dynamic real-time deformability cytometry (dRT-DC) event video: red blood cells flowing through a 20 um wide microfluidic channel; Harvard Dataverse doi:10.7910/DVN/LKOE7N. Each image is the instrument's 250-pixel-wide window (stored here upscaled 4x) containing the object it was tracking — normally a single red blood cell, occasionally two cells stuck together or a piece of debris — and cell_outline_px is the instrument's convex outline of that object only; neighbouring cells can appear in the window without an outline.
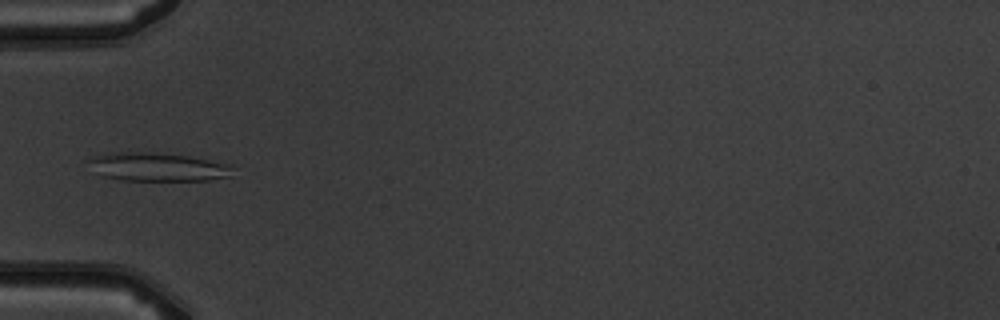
{"species": "common noctule bat (a hibernating species)", "species_latin": "Nyctalus noctula", "temperature_condition": "warm", "stored_images_in_passage": 3, "camera_frame_rate_fps": 3000, "um_per_image_px": 0.085, "animal": {"sex": "male", "body_mass_g": 19.5, "forearm_length_mm": 54.6}, "frame": {"image": 1, "passage_image": 3, "time_ms": 2.333, "image_size_px": [1000, 320], "cell_outline_px": [[236, 168], [232, 176], [208, 180], [120, 180], [104, 176], [96, 172], [84, 160], [92, 156], [112, 152], [148, 152], [188, 156], [236, 164]], "centroid_in_image_um": [13.45, 14.18], "position_along_channel_um": 71.5, "area_um2": 24.39}}